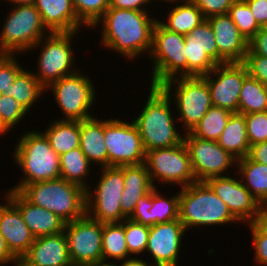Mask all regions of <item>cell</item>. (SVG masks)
Here are the masks:
<instances>
[{
    "mask_svg": "<svg viewBox=\"0 0 267 266\" xmlns=\"http://www.w3.org/2000/svg\"><path fill=\"white\" fill-rule=\"evenodd\" d=\"M149 13L108 8L92 29L102 25L101 46L132 61L140 55H149L151 51L153 28L158 19L155 14L152 17Z\"/></svg>",
    "mask_w": 267,
    "mask_h": 266,
    "instance_id": "6da1fadb",
    "label": "cell"
},
{
    "mask_svg": "<svg viewBox=\"0 0 267 266\" xmlns=\"http://www.w3.org/2000/svg\"><path fill=\"white\" fill-rule=\"evenodd\" d=\"M148 86L146 103L135 120H132L138 128L145 151L182 143L185 134L177 131L179 126L176 124L179 122L174 117L177 112L171 110V101L174 100L160 86Z\"/></svg>",
    "mask_w": 267,
    "mask_h": 266,
    "instance_id": "7a4b0ae2",
    "label": "cell"
},
{
    "mask_svg": "<svg viewBox=\"0 0 267 266\" xmlns=\"http://www.w3.org/2000/svg\"><path fill=\"white\" fill-rule=\"evenodd\" d=\"M18 138L12 157L23 176L10 190L20 191L31 183L60 178V156L51 148L42 131L32 129Z\"/></svg>",
    "mask_w": 267,
    "mask_h": 266,
    "instance_id": "3957f363",
    "label": "cell"
},
{
    "mask_svg": "<svg viewBox=\"0 0 267 266\" xmlns=\"http://www.w3.org/2000/svg\"><path fill=\"white\" fill-rule=\"evenodd\" d=\"M179 220L188 232L196 227H215L239 223L228 206L213 192L205 181H196L180 188ZM195 227V228H194Z\"/></svg>",
    "mask_w": 267,
    "mask_h": 266,
    "instance_id": "277c9868",
    "label": "cell"
},
{
    "mask_svg": "<svg viewBox=\"0 0 267 266\" xmlns=\"http://www.w3.org/2000/svg\"><path fill=\"white\" fill-rule=\"evenodd\" d=\"M19 192L32 204L51 211L66 223L86 214V190L62 178L31 183Z\"/></svg>",
    "mask_w": 267,
    "mask_h": 266,
    "instance_id": "5b68a950",
    "label": "cell"
},
{
    "mask_svg": "<svg viewBox=\"0 0 267 266\" xmlns=\"http://www.w3.org/2000/svg\"><path fill=\"white\" fill-rule=\"evenodd\" d=\"M152 62L151 86H160L175 77L188 76V63L185 55V35L165 28L159 19L152 33V47L148 55Z\"/></svg>",
    "mask_w": 267,
    "mask_h": 266,
    "instance_id": "8992f818",
    "label": "cell"
},
{
    "mask_svg": "<svg viewBox=\"0 0 267 266\" xmlns=\"http://www.w3.org/2000/svg\"><path fill=\"white\" fill-rule=\"evenodd\" d=\"M160 87L168 96H173L171 99L175 100L174 108L179 115L176 117L179 123H183L184 133L190 132L213 106L209 86L202 76L175 77Z\"/></svg>",
    "mask_w": 267,
    "mask_h": 266,
    "instance_id": "52a82bcc",
    "label": "cell"
},
{
    "mask_svg": "<svg viewBox=\"0 0 267 266\" xmlns=\"http://www.w3.org/2000/svg\"><path fill=\"white\" fill-rule=\"evenodd\" d=\"M78 32H53L43 37L33 49H39L38 61L36 64L38 72L35 70L34 76L40 84L46 89L52 83L60 80L62 77L72 75L80 70L74 68L75 56L72 49V40ZM37 72V73H36Z\"/></svg>",
    "mask_w": 267,
    "mask_h": 266,
    "instance_id": "ba28073f",
    "label": "cell"
},
{
    "mask_svg": "<svg viewBox=\"0 0 267 266\" xmlns=\"http://www.w3.org/2000/svg\"><path fill=\"white\" fill-rule=\"evenodd\" d=\"M12 8L6 14L0 30V52L26 54L50 32L44 26L35 4L16 5Z\"/></svg>",
    "mask_w": 267,
    "mask_h": 266,
    "instance_id": "9c48e42d",
    "label": "cell"
},
{
    "mask_svg": "<svg viewBox=\"0 0 267 266\" xmlns=\"http://www.w3.org/2000/svg\"><path fill=\"white\" fill-rule=\"evenodd\" d=\"M100 169L102 173L97 186L89 187L86 191V214L103 224L120 223L127 218L120 207L124 189V165Z\"/></svg>",
    "mask_w": 267,
    "mask_h": 266,
    "instance_id": "30bf717a",
    "label": "cell"
},
{
    "mask_svg": "<svg viewBox=\"0 0 267 266\" xmlns=\"http://www.w3.org/2000/svg\"><path fill=\"white\" fill-rule=\"evenodd\" d=\"M85 75L80 69L46 88V93L49 89L53 92L52 96L64 114L62 116L64 118L59 117L61 119L57 120L82 121L94 116L90 110L94 107L92 106L94 101L96 102L97 91H95L91 76Z\"/></svg>",
    "mask_w": 267,
    "mask_h": 266,
    "instance_id": "8fae6325",
    "label": "cell"
},
{
    "mask_svg": "<svg viewBox=\"0 0 267 266\" xmlns=\"http://www.w3.org/2000/svg\"><path fill=\"white\" fill-rule=\"evenodd\" d=\"M145 165L154 187L156 182L178 185L181 188L196 182L184 141L171 147L147 151Z\"/></svg>",
    "mask_w": 267,
    "mask_h": 266,
    "instance_id": "7c38bea8",
    "label": "cell"
},
{
    "mask_svg": "<svg viewBox=\"0 0 267 266\" xmlns=\"http://www.w3.org/2000/svg\"><path fill=\"white\" fill-rule=\"evenodd\" d=\"M104 140L107 147L108 166L137 165L145 163L146 151L138 128L133 121L104 119Z\"/></svg>",
    "mask_w": 267,
    "mask_h": 266,
    "instance_id": "4fadbf2b",
    "label": "cell"
},
{
    "mask_svg": "<svg viewBox=\"0 0 267 266\" xmlns=\"http://www.w3.org/2000/svg\"><path fill=\"white\" fill-rule=\"evenodd\" d=\"M63 232L73 266H88L103 261V223L85 214L79 219L66 223Z\"/></svg>",
    "mask_w": 267,
    "mask_h": 266,
    "instance_id": "5bb4252c",
    "label": "cell"
},
{
    "mask_svg": "<svg viewBox=\"0 0 267 266\" xmlns=\"http://www.w3.org/2000/svg\"><path fill=\"white\" fill-rule=\"evenodd\" d=\"M184 134V143L190 155L196 181L225 176V173L228 176V169L237 164V159L224 150L217 141L200 139L190 132Z\"/></svg>",
    "mask_w": 267,
    "mask_h": 266,
    "instance_id": "9a60e30c",
    "label": "cell"
},
{
    "mask_svg": "<svg viewBox=\"0 0 267 266\" xmlns=\"http://www.w3.org/2000/svg\"><path fill=\"white\" fill-rule=\"evenodd\" d=\"M247 76V68L242 62L218 64L203 75L209 86L212 105L237 113L240 91Z\"/></svg>",
    "mask_w": 267,
    "mask_h": 266,
    "instance_id": "2e32d148",
    "label": "cell"
},
{
    "mask_svg": "<svg viewBox=\"0 0 267 266\" xmlns=\"http://www.w3.org/2000/svg\"><path fill=\"white\" fill-rule=\"evenodd\" d=\"M213 192L228 206L240 223L257 222L259 202L251 195L242 181L236 177H212L205 181Z\"/></svg>",
    "mask_w": 267,
    "mask_h": 266,
    "instance_id": "e0dca14e",
    "label": "cell"
},
{
    "mask_svg": "<svg viewBox=\"0 0 267 266\" xmlns=\"http://www.w3.org/2000/svg\"><path fill=\"white\" fill-rule=\"evenodd\" d=\"M186 232L179 219L150 226L145 253L152 257L151 264L178 266L180 248L184 244L181 241L185 238Z\"/></svg>",
    "mask_w": 267,
    "mask_h": 266,
    "instance_id": "ac0fdd59",
    "label": "cell"
},
{
    "mask_svg": "<svg viewBox=\"0 0 267 266\" xmlns=\"http://www.w3.org/2000/svg\"><path fill=\"white\" fill-rule=\"evenodd\" d=\"M0 204V232L6 246L15 258H22L35 241L34 235L25 224L19 209L4 195Z\"/></svg>",
    "mask_w": 267,
    "mask_h": 266,
    "instance_id": "d6986e66",
    "label": "cell"
},
{
    "mask_svg": "<svg viewBox=\"0 0 267 266\" xmlns=\"http://www.w3.org/2000/svg\"><path fill=\"white\" fill-rule=\"evenodd\" d=\"M5 195L20 211L35 238L64 231L66 222L51 211L29 202L19 191L6 190Z\"/></svg>",
    "mask_w": 267,
    "mask_h": 266,
    "instance_id": "ffe728a7",
    "label": "cell"
},
{
    "mask_svg": "<svg viewBox=\"0 0 267 266\" xmlns=\"http://www.w3.org/2000/svg\"><path fill=\"white\" fill-rule=\"evenodd\" d=\"M213 30L218 53L227 62H243L248 52V41L240 34L228 14L206 19Z\"/></svg>",
    "mask_w": 267,
    "mask_h": 266,
    "instance_id": "44dd1931",
    "label": "cell"
},
{
    "mask_svg": "<svg viewBox=\"0 0 267 266\" xmlns=\"http://www.w3.org/2000/svg\"><path fill=\"white\" fill-rule=\"evenodd\" d=\"M22 258L32 266H73L64 232L35 238Z\"/></svg>",
    "mask_w": 267,
    "mask_h": 266,
    "instance_id": "7402d4cb",
    "label": "cell"
},
{
    "mask_svg": "<svg viewBox=\"0 0 267 266\" xmlns=\"http://www.w3.org/2000/svg\"><path fill=\"white\" fill-rule=\"evenodd\" d=\"M35 6L50 33L78 32L82 27L86 28L77 18L72 0H36Z\"/></svg>",
    "mask_w": 267,
    "mask_h": 266,
    "instance_id": "603a6c76",
    "label": "cell"
},
{
    "mask_svg": "<svg viewBox=\"0 0 267 266\" xmlns=\"http://www.w3.org/2000/svg\"><path fill=\"white\" fill-rule=\"evenodd\" d=\"M153 188L154 185L145 163L124 165V189L120 198L121 212L129 218L140 198Z\"/></svg>",
    "mask_w": 267,
    "mask_h": 266,
    "instance_id": "cb8c5ba5",
    "label": "cell"
},
{
    "mask_svg": "<svg viewBox=\"0 0 267 266\" xmlns=\"http://www.w3.org/2000/svg\"><path fill=\"white\" fill-rule=\"evenodd\" d=\"M80 149L92 165L108 166L104 119L93 116L80 121Z\"/></svg>",
    "mask_w": 267,
    "mask_h": 266,
    "instance_id": "d4e9b609",
    "label": "cell"
},
{
    "mask_svg": "<svg viewBox=\"0 0 267 266\" xmlns=\"http://www.w3.org/2000/svg\"><path fill=\"white\" fill-rule=\"evenodd\" d=\"M177 4V5H176ZM172 9L168 11L167 18L159 22L168 30L182 34L189 35L190 32L199 26L204 20L202 12L192 0H183L171 6Z\"/></svg>",
    "mask_w": 267,
    "mask_h": 266,
    "instance_id": "484cf974",
    "label": "cell"
},
{
    "mask_svg": "<svg viewBox=\"0 0 267 266\" xmlns=\"http://www.w3.org/2000/svg\"><path fill=\"white\" fill-rule=\"evenodd\" d=\"M217 142L237 160L248 156L250 144L246 135L245 114L232 113Z\"/></svg>",
    "mask_w": 267,
    "mask_h": 266,
    "instance_id": "4316f807",
    "label": "cell"
},
{
    "mask_svg": "<svg viewBox=\"0 0 267 266\" xmlns=\"http://www.w3.org/2000/svg\"><path fill=\"white\" fill-rule=\"evenodd\" d=\"M43 133L59 156L80 147V121L53 120Z\"/></svg>",
    "mask_w": 267,
    "mask_h": 266,
    "instance_id": "83f0119b",
    "label": "cell"
},
{
    "mask_svg": "<svg viewBox=\"0 0 267 266\" xmlns=\"http://www.w3.org/2000/svg\"><path fill=\"white\" fill-rule=\"evenodd\" d=\"M243 185L260 203L267 200V165L252 161L248 156L237 160L235 166Z\"/></svg>",
    "mask_w": 267,
    "mask_h": 266,
    "instance_id": "f1b7e54d",
    "label": "cell"
},
{
    "mask_svg": "<svg viewBox=\"0 0 267 266\" xmlns=\"http://www.w3.org/2000/svg\"><path fill=\"white\" fill-rule=\"evenodd\" d=\"M32 71L34 70L23 69L6 92L7 96L14 97L27 112L31 111L33 104L46 92Z\"/></svg>",
    "mask_w": 267,
    "mask_h": 266,
    "instance_id": "f546056e",
    "label": "cell"
},
{
    "mask_svg": "<svg viewBox=\"0 0 267 266\" xmlns=\"http://www.w3.org/2000/svg\"><path fill=\"white\" fill-rule=\"evenodd\" d=\"M92 164L88 161L80 147L60 155V178L76 184L87 191ZM86 179V180H85Z\"/></svg>",
    "mask_w": 267,
    "mask_h": 266,
    "instance_id": "4dcf8cb0",
    "label": "cell"
},
{
    "mask_svg": "<svg viewBox=\"0 0 267 266\" xmlns=\"http://www.w3.org/2000/svg\"><path fill=\"white\" fill-rule=\"evenodd\" d=\"M103 261L121 262L131 259L124 232V220L120 223H104L102 232Z\"/></svg>",
    "mask_w": 267,
    "mask_h": 266,
    "instance_id": "1f68e13d",
    "label": "cell"
},
{
    "mask_svg": "<svg viewBox=\"0 0 267 266\" xmlns=\"http://www.w3.org/2000/svg\"><path fill=\"white\" fill-rule=\"evenodd\" d=\"M263 111H267V87L248 75L240 91L238 113L250 114Z\"/></svg>",
    "mask_w": 267,
    "mask_h": 266,
    "instance_id": "d6a6232c",
    "label": "cell"
},
{
    "mask_svg": "<svg viewBox=\"0 0 267 266\" xmlns=\"http://www.w3.org/2000/svg\"><path fill=\"white\" fill-rule=\"evenodd\" d=\"M231 114L227 109L212 106L190 133L200 139L217 141Z\"/></svg>",
    "mask_w": 267,
    "mask_h": 266,
    "instance_id": "836d02e7",
    "label": "cell"
},
{
    "mask_svg": "<svg viewBox=\"0 0 267 266\" xmlns=\"http://www.w3.org/2000/svg\"><path fill=\"white\" fill-rule=\"evenodd\" d=\"M163 196L157 186L153 188V206L149 210V227L179 219V191L171 197Z\"/></svg>",
    "mask_w": 267,
    "mask_h": 266,
    "instance_id": "e575fe53",
    "label": "cell"
},
{
    "mask_svg": "<svg viewBox=\"0 0 267 266\" xmlns=\"http://www.w3.org/2000/svg\"><path fill=\"white\" fill-rule=\"evenodd\" d=\"M185 45H198L218 65L228 63L219 53L210 23L205 19L189 35H185Z\"/></svg>",
    "mask_w": 267,
    "mask_h": 266,
    "instance_id": "d590c367",
    "label": "cell"
},
{
    "mask_svg": "<svg viewBox=\"0 0 267 266\" xmlns=\"http://www.w3.org/2000/svg\"><path fill=\"white\" fill-rule=\"evenodd\" d=\"M228 15L237 26L240 34L249 42L262 28L244 0H236L229 8Z\"/></svg>",
    "mask_w": 267,
    "mask_h": 266,
    "instance_id": "8d00e7d4",
    "label": "cell"
},
{
    "mask_svg": "<svg viewBox=\"0 0 267 266\" xmlns=\"http://www.w3.org/2000/svg\"><path fill=\"white\" fill-rule=\"evenodd\" d=\"M124 232L129 255L134 258L139 255L140 258V254H144L147 248L149 226L126 218L124 219Z\"/></svg>",
    "mask_w": 267,
    "mask_h": 266,
    "instance_id": "74e56055",
    "label": "cell"
},
{
    "mask_svg": "<svg viewBox=\"0 0 267 266\" xmlns=\"http://www.w3.org/2000/svg\"><path fill=\"white\" fill-rule=\"evenodd\" d=\"M77 18L88 28L105 14L110 6V0H72Z\"/></svg>",
    "mask_w": 267,
    "mask_h": 266,
    "instance_id": "f35d334b",
    "label": "cell"
},
{
    "mask_svg": "<svg viewBox=\"0 0 267 266\" xmlns=\"http://www.w3.org/2000/svg\"><path fill=\"white\" fill-rule=\"evenodd\" d=\"M188 76H203L217 65L198 45H185Z\"/></svg>",
    "mask_w": 267,
    "mask_h": 266,
    "instance_id": "ab89813d",
    "label": "cell"
},
{
    "mask_svg": "<svg viewBox=\"0 0 267 266\" xmlns=\"http://www.w3.org/2000/svg\"><path fill=\"white\" fill-rule=\"evenodd\" d=\"M27 111L17 102L14 97L0 94V120L10 131L20 124L27 115Z\"/></svg>",
    "mask_w": 267,
    "mask_h": 266,
    "instance_id": "60d3db41",
    "label": "cell"
},
{
    "mask_svg": "<svg viewBox=\"0 0 267 266\" xmlns=\"http://www.w3.org/2000/svg\"><path fill=\"white\" fill-rule=\"evenodd\" d=\"M15 53L0 52V94H6L17 75L24 69Z\"/></svg>",
    "mask_w": 267,
    "mask_h": 266,
    "instance_id": "b9f144b4",
    "label": "cell"
},
{
    "mask_svg": "<svg viewBox=\"0 0 267 266\" xmlns=\"http://www.w3.org/2000/svg\"><path fill=\"white\" fill-rule=\"evenodd\" d=\"M245 123L250 146L267 141V111L245 114Z\"/></svg>",
    "mask_w": 267,
    "mask_h": 266,
    "instance_id": "7bdbcfd3",
    "label": "cell"
},
{
    "mask_svg": "<svg viewBox=\"0 0 267 266\" xmlns=\"http://www.w3.org/2000/svg\"><path fill=\"white\" fill-rule=\"evenodd\" d=\"M251 231V244L254 250L255 263L258 266H267V230L261 227L257 222L246 224Z\"/></svg>",
    "mask_w": 267,
    "mask_h": 266,
    "instance_id": "ee69618b",
    "label": "cell"
},
{
    "mask_svg": "<svg viewBox=\"0 0 267 266\" xmlns=\"http://www.w3.org/2000/svg\"><path fill=\"white\" fill-rule=\"evenodd\" d=\"M242 63L246 66L249 76L257 79L267 87V57L256 55L248 48Z\"/></svg>",
    "mask_w": 267,
    "mask_h": 266,
    "instance_id": "f6af8a7d",
    "label": "cell"
},
{
    "mask_svg": "<svg viewBox=\"0 0 267 266\" xmlns=\"http://www.w3.org/2000/svg\"><path fill=\"white\" fill-rule=\"evenodd\" d=\"M205 19L215 15L228 14L229 8L236 0H192Z\"/></svg>",
    "mask_w": 267,
    "mask_h": 266,
    "instance_id": "bcb514c9",
    "label": "cell"
},
{
    "mask_svg": "<svg viewBox=\"0 0 267 266\" xmlns=\"http://www.w3.org/2000/svg\"><path fill=\"white\" fill-rule=\"evenodd\" d=\"M153 206V189L140 198L136 208L129 217L133 221L149 226V210Z\"/></svg>",
    "mask_w": 267,
    "mask_h": 266,
    "instance_id": "7dc6e473",
    "label": "cell"
},
{
    "mask_svg": "<svg viewBox=\"0 0 267 266\" xmlns=\"http://www.w3.org/2000/svg\"><path fill=\"white\" fill-rule=\"evenodd\" d=\"M248 48L256 55L267 57V29L262 27L248 42Z\"/></svg>",
    "mask_w": 267,
    "mask_h": 266,
    "instance_id": "c3c4849f",
    "label": "cell"
},
{
    "mask_svg": "<svg viewBox=\"0 0 267 266\" xmlns=\"http://www.w3.org/2000/svg\"><path fill=\"white\" fill-rule=\"evenodd\" d=\"M261 27L267 24V0H244Z\"/></svg>",
    "mask_w": 267,
    "mask_h": 266,
    "instance_id": "681fc988",
    "label": "cell"
},
{
    "mask_svg": "<svg viewBox=\"0 0 267 266\" xmlns=\"http://www.w3.org/2000/svg\"><path fill=\"white\" fill-rule=\"evenodd\" d=\"M148 4L149 0H110L109 8L148 11L145 8Z\"/></svg>",
    "mask_w": 267,
    "mask_h": 266,
    "instance_id": "f907efd6",
    "label": "cell"
},
{
    "mask_svg": "<svg viewBox=\"0 0 267 266\" xmlns=\"http://www.w3.org/2000/svg\"><path fill=\"white\" fill-rule=\"evenodd\" d=\"M248 157L252 161L267 165V141L250 146Z\"/></svg>",
    "mask_w": 267,
    "mask_h": 266,
    "instance_id": "816d5d0a",
    "label": "cell"
},
{
    "mask_svg": "<svg viewBox=\"0 0 267 266\" xmlns=\"http://www.w3.org/2000/svg\"><path fill=\"white\" fill-rule=\"evenodd\" d=\"M16 258L8 250L5 240L0 232V266L9 265L13 263Z\"/></svg>",
    "mask_w": 267,
    "mask_h": 266,
    "instance_id": "f5cc1de1",
    "label": "cell"
},
{
    "mask_svg": "<svg viewBox=\"0 0 267 266\" xmlns=\"http://www.w3.org/2000/svg\"><path fill=\"white\" fill-rule=\"evenodd\" d=\"M257 223L267 230V200L259 203V217Z\"/></svg>",
    "mask_w": 267,
    "mask_h": 266,
    "instance_id": "db71d44e",
    "label": "cell"
},
{
    "mask_svg": "<svg viewBox=\"0 0 267 266\" xmlns=\"http://www.w3.org/2000/svg\"><path fill=\"white\" fill-rule=\"evenodd\" d=\"M148 262L144 261V259L141 257L140 258L137 257L121 261V263L119 262L118 264L119 266H154L153 264L150 263V261Z\"/></svg>",
    "mask_w": 267,
    "mask_h": 266,
    "instance_id": "11a10c76",
    "label": "cell"
},
{
    "mask_svg": "<svg viewBox=\"0 0 267 266\" xmlns=\"http://www.w3.org/2000/svg\"><path fill=\"white\" fill-rule=\"evenodd\" d=\"M10 2L11 5H24V4H35L36 0H6Z\"/></svg>",
    "mask_w": 267,
    "mask_h": 266,
    "instance_id": "9f6ffc18",
    "label": "cell"
},
{
    "mask_svg": "<svg viewBox=\"0 0 267 266\" xmlns=\"http://www.w3.org/2000/svg\"><path fill=\"white\" fill-rule=\"evenodd\" d=\"M14 266H32L28 262H26L23 258H16L14 262L12 263Z\"/></svg>",
    "mask_w": 267,
    "mask_h": 266,
    "instance_id": "6f0895ef",
    "label": "cell"
},
{
    "mask_svg": "<svg viewBox=\"0 0 267 266\" xmlns=\"http://www.w3.org/2000/svg\"><path fill=\"white\" fill-rule=\"evenodd\" d=\"M88 266H119V265H118V262L113 263V261L112 262L109 261L108 263V262L102 261V262H97V263H94Z\"/></svg>",
    "mask_w": 267,
    "mask_h": 266,
    "instance_id": "680465c9",
    "label": "cell"
},
{
    "mask_svg": "<svg viewBox=\"0 0 267 266\" xmlns=\"http://www.w3.org/2000/svg\"><path fill=\"white\" fill-rule=\"evenodd\" d=\"M6 133H9V130L6 128V126L1 122L0 120V137L3 135H6Z\"/></svg>",
    "mask_w": 267,
    "mask_h": 266,
    "instance_id": "91938a15",
    "label": "cell"
},
{
    "mask_svg": "<svg viewBox=\"0 0 267 266\" xmlns=\"http://www.w3.org/2000/svg\"><path fill=\"white\" fill-rule=\"evenodd\" d=\"M152 1V2H151ZM153 1H156V0H149V2H150V4L151 3H155V2H153ZM167 2V3H169V4H171V3H173L172 5H174L175 3H179L180 1H183V0H158V2Z\"/></svg>",
    "mask_w": 267,
    "mask_h": 266,
    "instance_id": "94428289",
    "label": "cell"
}]
</instances>
